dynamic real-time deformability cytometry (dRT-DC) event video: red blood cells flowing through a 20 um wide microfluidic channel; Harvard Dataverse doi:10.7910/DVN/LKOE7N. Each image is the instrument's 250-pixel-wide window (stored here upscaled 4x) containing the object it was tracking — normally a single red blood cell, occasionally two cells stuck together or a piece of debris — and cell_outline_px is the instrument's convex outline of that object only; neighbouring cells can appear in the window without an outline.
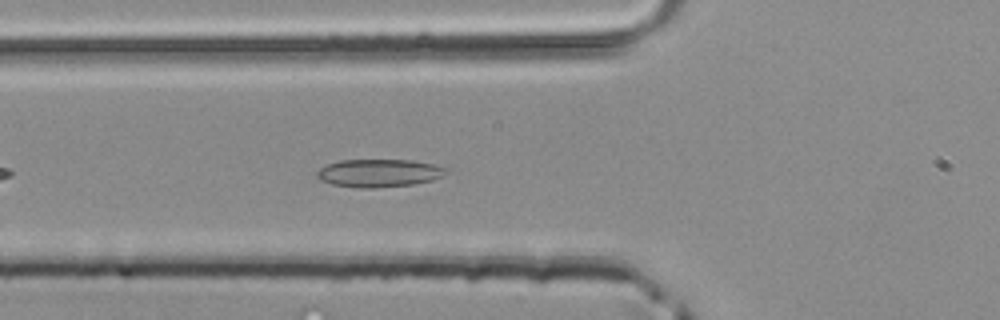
{"species": "common noctule bat (a hibernating species)", "species_latin": "Nyctalus noctula", "temperature_condition": "room temperature", "stored_images_in_passage": 35, "camera_frame_rate_fps": 3000, "um_per_image_px": 0.085, "animal": {"sex": "male", "body_mass_g": 20.4}, "frame": {"image": 1, "passage_image": 5, "time_ms": 1.333, "image_size_px": [1000, 320], "cell_outline_px": [[448, 172], [444, 176], [432, 180], [412, 184], [376, 188], [364, 188], [332, 184], [320, 180], [316, 176], [316, 172], [320, 168], [328, 164], [340, 160], [412, 160], [432, 164], [448, 168]], "centroid_in_image_um": [32.23, 14.71], "position_along_channel_um": 93.6, "area_um2": 20.98}}
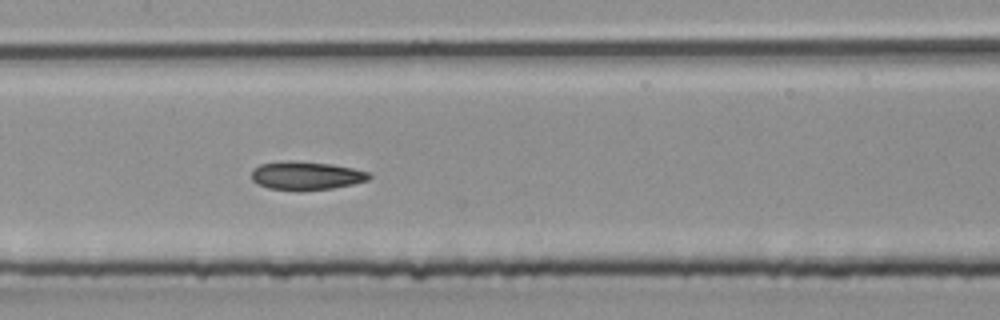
{"frame": {"image": 2, "passage_image": 11, "time_ms": 3.333, "image_size_px": [1000, 320], "cell_outline_px": [[372, 176], [368, 180], [352, 184], [332, 188], [300, 192], [268, 188], [252, 180], [252, 168], [260, 164], [288, 160], [292, 160], [332, 164], [352, 168], [368, 172]], "centroid_in_image_um": [26.0, 14.94], "position_along_channel_um": 181.4, "area_um2": 19.71}}
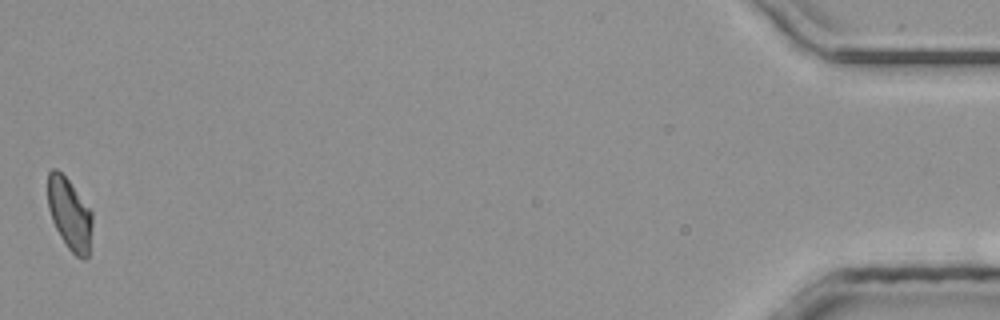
{"frame": {"image": 3, "passage_image": 35, "time_ms": 11.333, "image_size_px": [1000, 320], "cell_outline_px": [[92, 224], [88, 256], [84, 260], [80, 260], [64, 244], [52, 220], [48, 208], [48, 172], [52, 168], [56, 168], [68, 180], [92, 212]], "centroid_in_image_um": [5.91, 18.22], "position_along_channel_um": 429.3, "area_um2": 18.5}}